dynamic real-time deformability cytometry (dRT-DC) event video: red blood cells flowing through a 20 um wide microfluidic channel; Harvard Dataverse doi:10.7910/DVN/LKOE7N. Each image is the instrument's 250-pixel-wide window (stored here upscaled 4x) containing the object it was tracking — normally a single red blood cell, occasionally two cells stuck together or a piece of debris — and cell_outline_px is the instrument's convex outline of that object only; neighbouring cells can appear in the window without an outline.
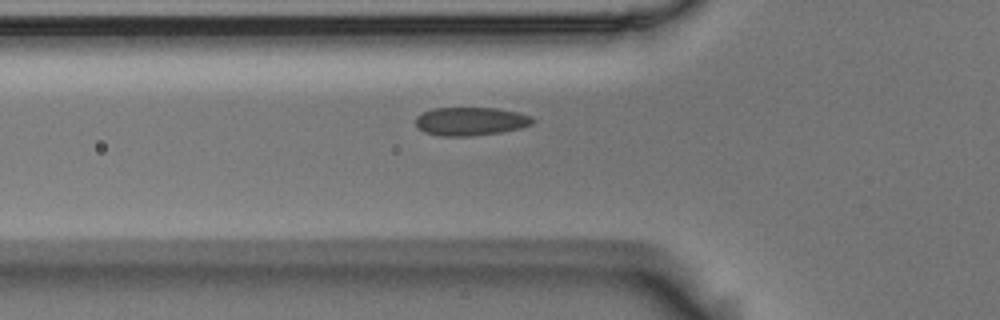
{"species": "Egyptian fruit bat (a non-hibernating species)", "species_latin": "Rousettus aegyptiacus", "temperature_condition": "room temperature", "stored_images_in_passage": 34, "camera_frame_rate_fps": 3000, "um_per_image_px": 0.085, "animal": {"sex": "male"}, "frame": {"image": 1, "passage_image": 2, "time_ms": 0.333, "image_size_px": [1000, 320], "cell_outline_px": [[536, 120], [532, 124], [520, 128], [500, 132], [472, 136], [440, 136], [424, 132], [416, 124], [416, 116], [432, 108], [496, 108], [516, 112], [532, 116]], "centroid_in_image_um": [40.01, 10.31], "position_along_channel_um": 85.8, "area_um2": 19.31}}
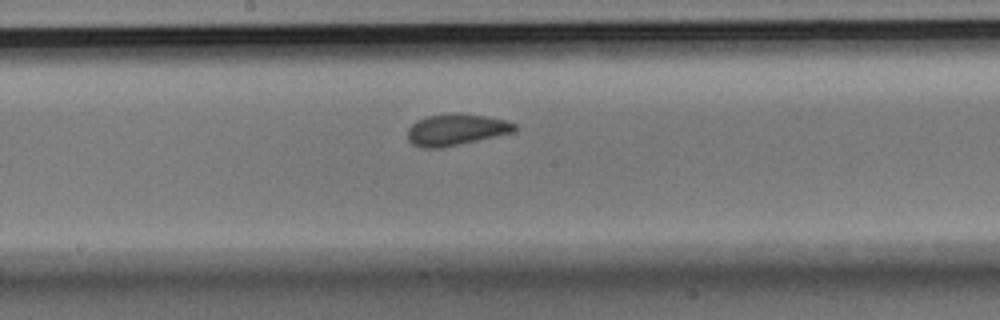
{"frame": {"image": 2, "passage_image": 12, "time_ms": 3.667, "image_size_px": [1000, 320], "cell_outline_px": [[516, 128], [512, 132], [460, 144], [440, 148], [420, 148], [412, 144], [408, 140], [408, 128], [416, 120], [428, 116], [456, 112], [460, 112], [484, 116], [504, 120], [516, 124]], "centroid_in_image_um": [38.71, 11.02], "position_along_channel_um": 209.5, "area_um2": 19.54}}
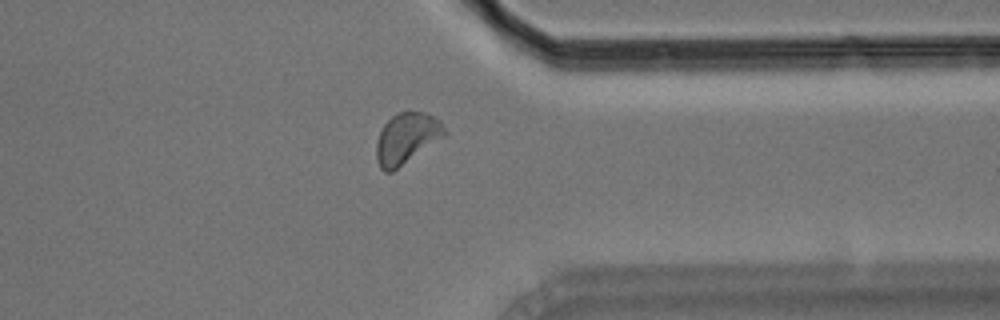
{"frame": {"image": 3, "passage_image": 26, "time_ms": 8.333, "image_size_px": [1000, 320], "cell_outline_px": [[448, 132], [444, 136], [392, 172], [384, 172], [380, 168], [376, 160], [376, 144], [380, 132], [384, 124], [392, 116], [400, 112], [424, 112], [440, 120]], "centroid_in_image_um": [34.55, 11.76], "position_along_channel_um": 376.9, "area_um2": 20.0}}